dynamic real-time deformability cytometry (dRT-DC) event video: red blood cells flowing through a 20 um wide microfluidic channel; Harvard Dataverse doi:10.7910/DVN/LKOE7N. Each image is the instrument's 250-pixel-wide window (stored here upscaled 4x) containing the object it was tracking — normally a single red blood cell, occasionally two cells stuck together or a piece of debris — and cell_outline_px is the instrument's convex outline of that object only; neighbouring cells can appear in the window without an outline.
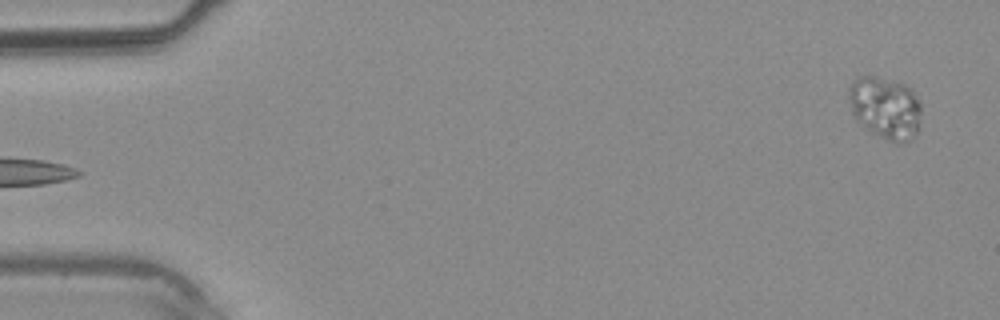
{"species": "common noctule bat (a hibernating species)", "species_latin": "Nyctalus noctula", "temperature_condition": "warm", "stored_images_in_passage": 38, "camera_frame_rate_fps": 3000, "um_per_image_px": 0.085, "animal": {"sex": "male", "body_mass_g": 20.4}, "frame": {"image": 1, "passage_image": 1, "time_ms": 0.0, "image_size_px": [1000, 320], "cell_outline_px": [[920, 128], [912, 140], [900, 144], [896, 144], [872, 132], [860, 124], [856, 120], [852, 112], [848, 100], [848, 88], [856, 76], [876, 76], [904, 84], [912, 88], [920, 104]], "centroid_in_image_um": [75.26, 9.17], "position_along_channel_um": 9.7, "area_um2": 26.76}}
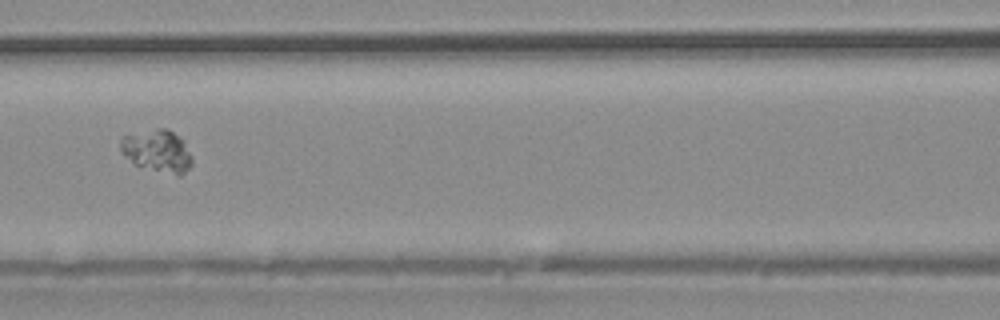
{"frame": {"image": 2, "passage_image": 17, "time_ms": 5.333, "image_size_px": [1000, 320], "cell_outline_px": [[192, 164], [180, 176], [176, 176], [136, 164], [124, 156], [120, 152], [120, 140], [124, 136], [156, 128], [168, 128], [184, 140], [192, 156]], "centroid_in_image_um": [13.4, 12.82], "position_along_channel_um": 153.2, "area_um2": 17.63}}
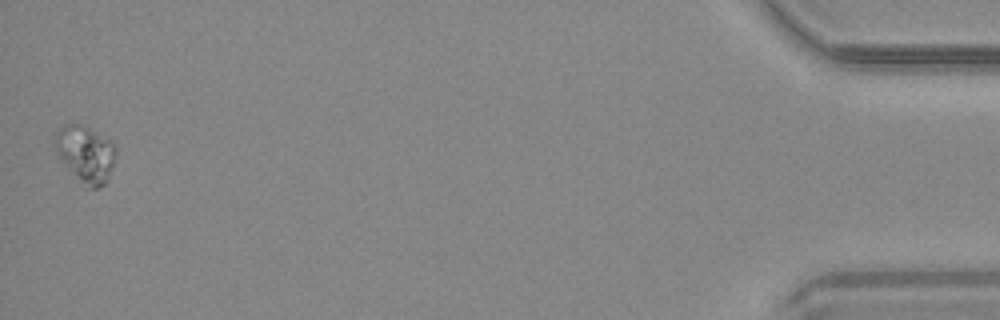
{"frame": {"image": 3, "passage_image": 38, "time_ms": 12.333, "image_size_px": [1000, 320], "cell_outline_px": [[116, 152], [108, 180], [100, 188], [88, 188], [60, 160], [56, 152], [52, 140], [52, 132], [64, 124], [80, 124], [88, 128], [116, 144]], "centroid_in_image_um": [7.22, 13.05], "position_along_channel_um": 428.0, "area_um2": 20.23}}